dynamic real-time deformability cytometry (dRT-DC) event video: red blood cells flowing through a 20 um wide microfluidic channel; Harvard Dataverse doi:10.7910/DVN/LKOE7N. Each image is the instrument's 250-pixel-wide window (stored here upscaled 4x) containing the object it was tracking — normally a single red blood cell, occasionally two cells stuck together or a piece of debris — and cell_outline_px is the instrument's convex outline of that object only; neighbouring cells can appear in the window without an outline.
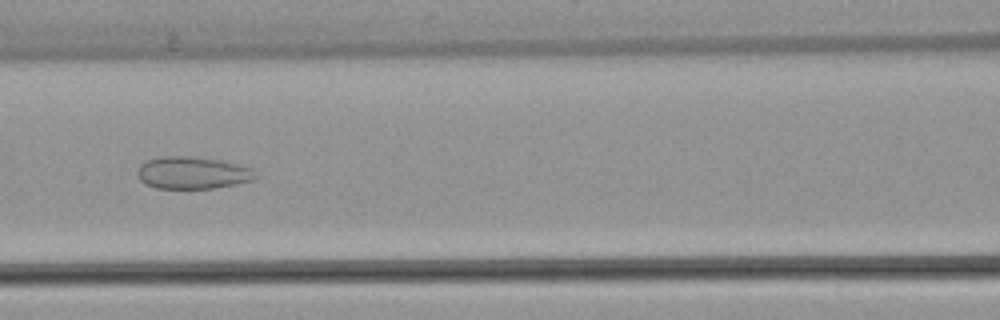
{"species": "common noctule bat (a hibernating species)", "species_latin": "Nyctalus noctula", "temperature_condition": "warm", "stored_images_in_passage": 51, "camera_frame_rate_fps": 3000, "um_per_image_px": 0.085, "animal": {"sex": "female", "body_mass_g": 22.7, "forearm_length_mm": 54.2}, "frame": {"image": 1, "passage_image": 23, "time_ms": 7.333, "image_size_px": [1000, 320], "cell_outline_px": [[256, 176], [252, 180], [236, 184], [216, 188], [156, 188], [140, 180], [136, 172], [140, 164], [148, 160], [164, 156], [192, 156], [220, 160], [252, 168]], "centroid_in_image_um": [16.35, 14.68], "position_along_channel_um": 150.2, "area_um2": 22.02}}
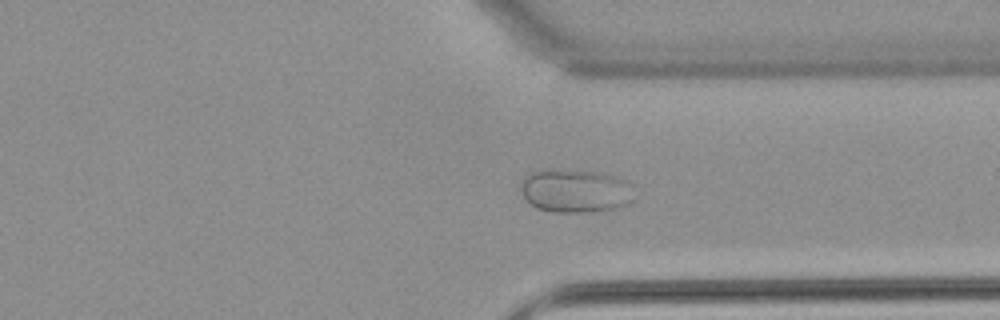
{"frame": {"image": 2, "passage_image": 39, "time_ms": 12.667, "image_size_px": [1000, 320], "cell_outline_px": [[632, 184], [628, 204], [616, 208], [592, 212], [552, 212], [536, 208], [524, 196], [524, 180], [532, 172], [596, 172], [616, 176], [628, 180]], "centroid_in_image_um": [48.99, 16.27], "position_along_channel_um": 362.4, "area_um2": 27.4}}
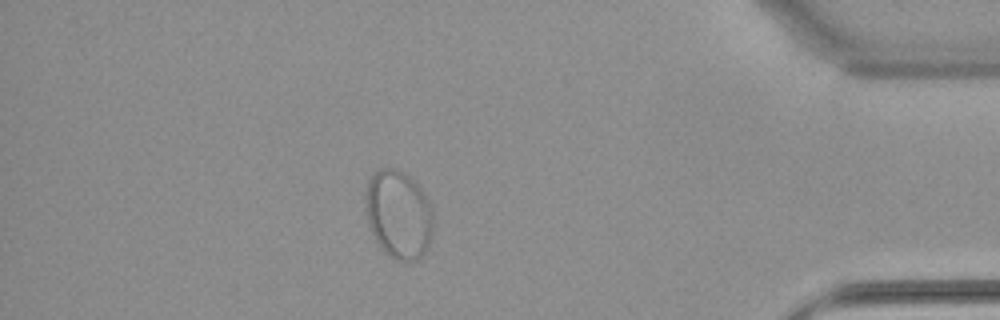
{"frame": {"image": 3, "passage_image": 45, "time_ms": 14.667, "image_size_px": [1000, 320], "cell_outline_px": [[432, 232], [428, 244], [424, 252], [416, 260], [396, 260], [388, 256], [380, 248], [372, 232], [368, 220], [368, 180], [380, 168], [396, 168], [412, 176], [416, 180], [432, 204]], "centroid_in_image_um": [33.93, 18.2], "position_along_channel_um": 401.3, "area_um2": 34.56}}